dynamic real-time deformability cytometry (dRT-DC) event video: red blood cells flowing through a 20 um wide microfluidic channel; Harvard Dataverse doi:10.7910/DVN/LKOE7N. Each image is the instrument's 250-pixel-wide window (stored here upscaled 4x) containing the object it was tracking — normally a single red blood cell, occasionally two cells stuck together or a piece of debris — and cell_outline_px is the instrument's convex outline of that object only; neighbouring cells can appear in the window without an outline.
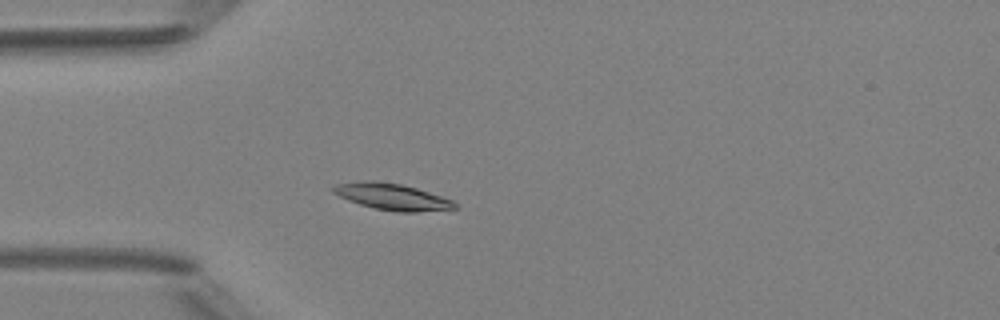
{"species": "Egyptian fruit bat (a non-hibernating species)", "species_latin": "Rousettus aegyptiacus", "temperature_condition": "room temperature", "stored_images_in_passage": 4, "camera_frame_rate_fps": 3000, "um_per_image_px": 0.085, "animal": {"sex": "female"}, "frame": {"image": 1, "passage_image": 4, "time_ms": 3.667, "image_size_px": [1000, 320], "cell_outline_px": [[456, 208], [416, 212], [396, 212], [376, 208], [360, 204], [348, 200], [332, 192], [328, 188], [336, 184], [364, 180], [372, 180], [400, 184], [416, 188], [452, 200], [456, 204]], "centroid_in_image_um": [33.26, 16.71], "position_along_channel_um": 51.7, "area_um2": 18.55}}